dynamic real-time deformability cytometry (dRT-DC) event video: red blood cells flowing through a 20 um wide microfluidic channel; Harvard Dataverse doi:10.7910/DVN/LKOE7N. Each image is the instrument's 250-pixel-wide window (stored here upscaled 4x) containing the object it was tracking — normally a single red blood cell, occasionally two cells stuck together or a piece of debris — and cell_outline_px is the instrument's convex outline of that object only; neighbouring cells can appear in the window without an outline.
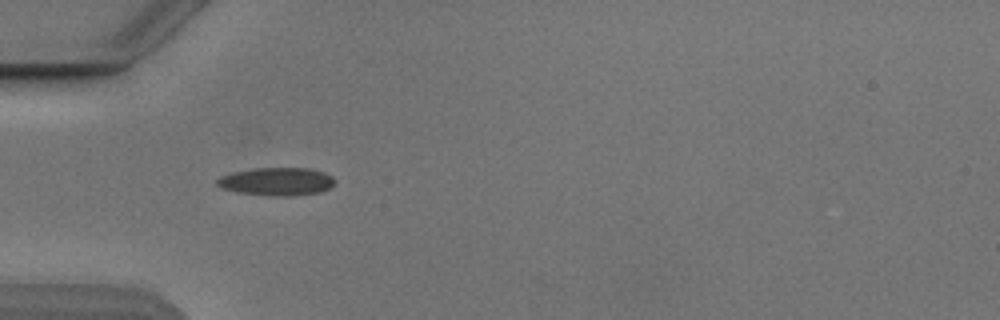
{"species": "Egyptian fruit bat (a non-hibernating species)", "species_latin": "Rousettus aegyptiacus", "temperature_condition": "cold", "stored_images_in_passage": 4, "camera_frame_rate_fps": 3000, "um_per_image_px": 0.085, "animal": {"sex": "male"}, "frame": {"image": 1, "passage_image": 1, "time_ms": 0.0, "image_size_px": [1000, 320], "cell_outline_px": [[336, 184], [320, 192], [288, 196], [272, 196], [236, 192], [224, 188], [216, 184], [216, 180], [220, 176], [232, 172], [252, 168], [308, 168], [324, 172], [332, 176], [336, 180]], "centroid_in_image_um": [23.53, 15.42], "position_along_channel_um": 61.5, "area_um2": 19.31}}